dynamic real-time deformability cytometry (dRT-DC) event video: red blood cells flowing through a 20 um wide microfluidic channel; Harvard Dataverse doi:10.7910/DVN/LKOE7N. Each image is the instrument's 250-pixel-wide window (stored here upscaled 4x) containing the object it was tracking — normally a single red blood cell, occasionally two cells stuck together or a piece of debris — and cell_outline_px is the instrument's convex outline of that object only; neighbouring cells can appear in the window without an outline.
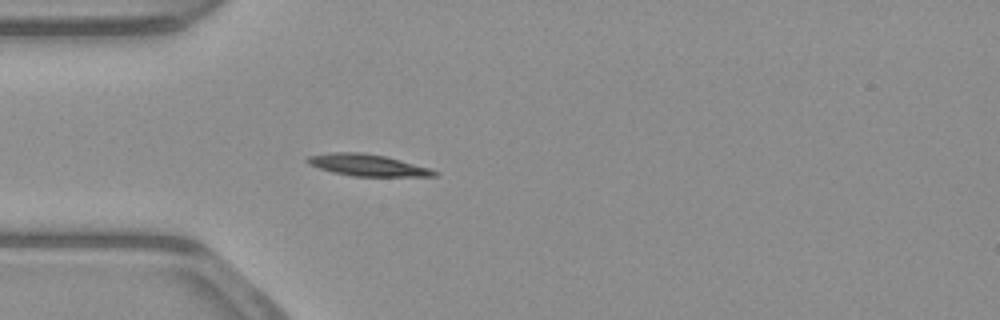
{"species": "common noctule bat (a hibernating species)", "species_latin": "Nyctalus noctula", "temperature_condition": "warm", "stored_images_in_passage": 6, "camera_frame_rate_fps": 3000, "um_per_image_px": 0.085, "animal": {"sex": "male", "body_mass_g": 23.1, "forearm_length_mm": 52.7}, "frame": {"image": 1, "passage_image": 1, "time_ms": 0.0, "image_size_px": [1000, 320], "cell_outline_px": [[440, 172], [436, 176], [352, 176], [332, 172], [308, 164], [304, 160], [308, 156], [332, 152], [360, 152], [384, 156], [432, 168]], "centroid_in_image_um": [31.24, 14.03], "position_along_channel_um": 53.8, "area_um2": 16.07}}
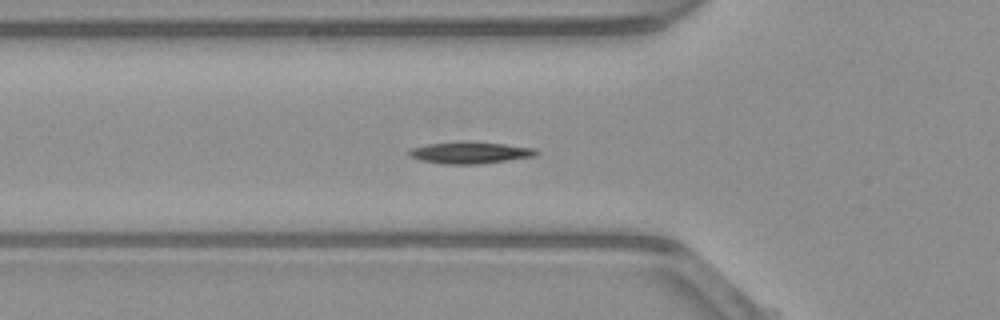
{"frame": {"image": 2, "passage_image": 4, "time_ms": 1.0, "image_size_px": [1000, 320], "cell_outline_px": [[540, 152], [536, 156], [480, 164], [444, 164], [420, 160], [408, 156], [408, 152], [412, 148], [428, 144], [468, 140], [504, 144], [536, 148]], "centroid_in_image_um": [39.98, 12.97], "position_along_channel_um": 85.8, "area_um2": 16.36}}